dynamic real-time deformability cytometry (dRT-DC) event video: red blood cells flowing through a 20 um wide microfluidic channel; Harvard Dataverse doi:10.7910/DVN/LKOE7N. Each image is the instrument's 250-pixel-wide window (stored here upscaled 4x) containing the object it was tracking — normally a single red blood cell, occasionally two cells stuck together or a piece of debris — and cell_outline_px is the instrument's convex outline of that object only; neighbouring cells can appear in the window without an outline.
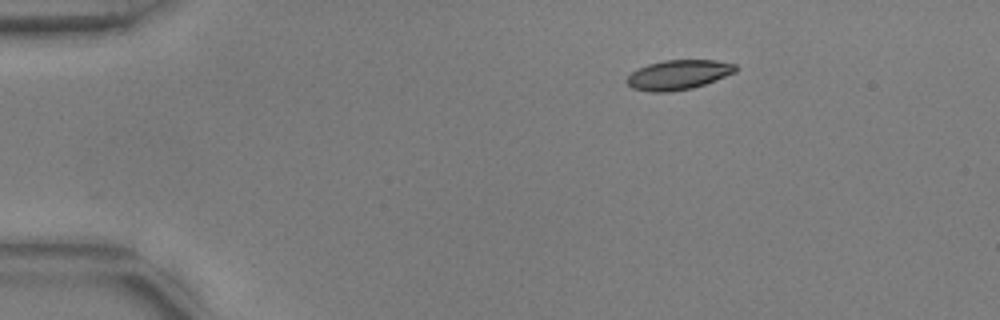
{"species": "common noctule bat (a hibernating species)", "species_latin": "Nyctalus noctula", "temperature_condition": "warm", "stored_images_in_passage": 46, "camera_frame_rate_fps": 3000, "um_per_image_px": 0.085, "animal": {"sex": "male", "body_mass_g": 17.9, "forearm_length_mm": 54.2}, "frame": {"image": 1, "passage_image": 1, "time_ms": 0.0, "image_size_px": [1000, 320], "cell_outline_px": [[736, 72], [716, 80], [692, 88], [668, 92], [652, 92], [632, 88], [624, 80], [636, 68], [648, 64], [664, 60], [716, 60], [736, 64]], "centroid_in_image_um": [57.64, 6.35], "position_along_channel_um": 27.4, "area_um2": 18.84}}
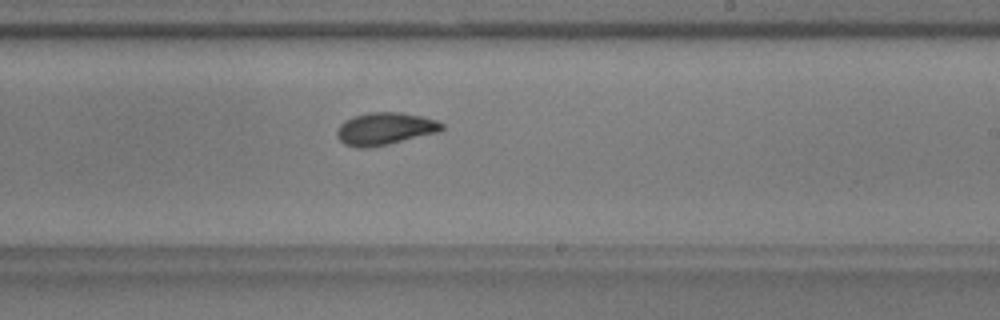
{"frame": {"image": 2, "passage_image": 25, "time_ms": 8.0, "image_size_px": [1000, 320], "cell_outline_px": [[444, 128], [440, 132], [388, 144], [368, 148], [356, 148], [344, 144], [336, 136], [336, 132], [340, 124], [344, 120], [352, 116], [368, 112], [400, 112], [420, 116], [436, 120], [444, 124]], "centroid_in_image_um": [32.7, 10.94], "position_along_channel_um": 256.3, "area_um2": 20.0}}
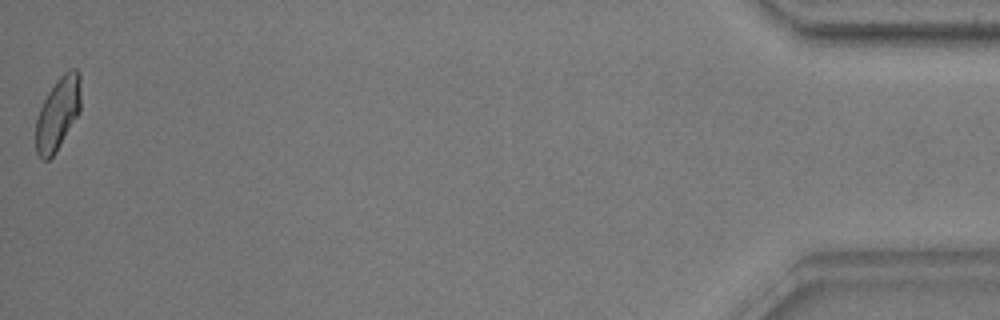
{"frame": {"image": 3, "passage_image": 46, "time_ms": 15.0, "image_size_px": [1000, 320], "cell_outline_px": [[80, 112], [56, 152], [48, 160], [40, 160], [36, 152], [36, 120], [40, 108], [48, 92], [56, 80], [64, 72], [72, 68], [76, 68], [80, 72]], "centroid_in_image_um": [4.92, 9.65], "position_along_channel_um": 430.3, "area_um2": 19.19}, "authors_computed_cell_mechanics": {"area_um2": 19.3341, "velocity_mm_per_s": 3.7567, "shape_relaxation_time_tau1_ms": 4.7792, "shape_relaxation_time_tau2_ms": 1.3521, "deformation_change_tau1": 0.1507, "deformation_change_tau2": 0.0595}}